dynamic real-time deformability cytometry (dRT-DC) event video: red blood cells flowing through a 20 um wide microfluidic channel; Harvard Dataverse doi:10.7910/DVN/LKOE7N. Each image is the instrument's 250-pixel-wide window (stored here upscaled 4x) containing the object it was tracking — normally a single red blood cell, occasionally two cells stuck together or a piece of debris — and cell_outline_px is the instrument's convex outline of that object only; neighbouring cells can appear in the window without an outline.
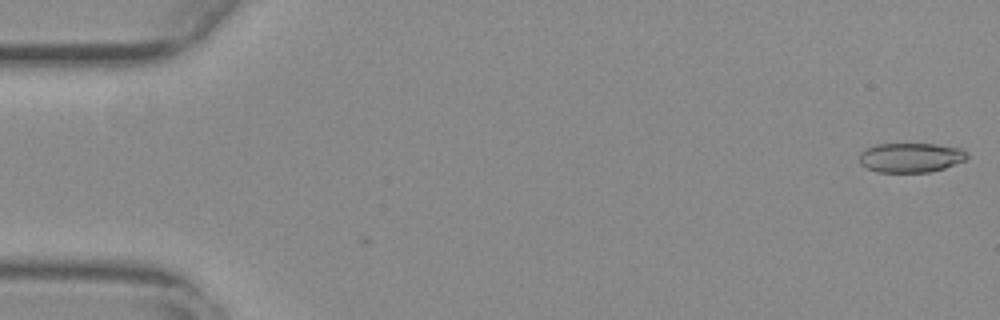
{"species": "common noctule bat (a hibernating species)", "species_latin": "Nyctalus noctula", "temperature_condition": "warm", "stored_images_in_passage": 3, "camera_frame_rate_fps": 3000, "um_per_image_px": 0.085, "animal": {"sex": "female", "body_mass_g": 29.2, "forearm_length_mm": 56.3}, "frame": {"image": 1, "passage_image": 1, "time_ms": 0.0, "image_size_px": [1000, 320], "cell_outline_px": [[968, 160], [944, 168], [928, 172], [876, 172], [860, 164], [860, 152], [876, 144], [936, 144], [960, 148], [968, 152]], "centroid_in_image_um": [77.45, 13.39], "position_along_channel_um": 7.5, "area_um2": 18.61}}